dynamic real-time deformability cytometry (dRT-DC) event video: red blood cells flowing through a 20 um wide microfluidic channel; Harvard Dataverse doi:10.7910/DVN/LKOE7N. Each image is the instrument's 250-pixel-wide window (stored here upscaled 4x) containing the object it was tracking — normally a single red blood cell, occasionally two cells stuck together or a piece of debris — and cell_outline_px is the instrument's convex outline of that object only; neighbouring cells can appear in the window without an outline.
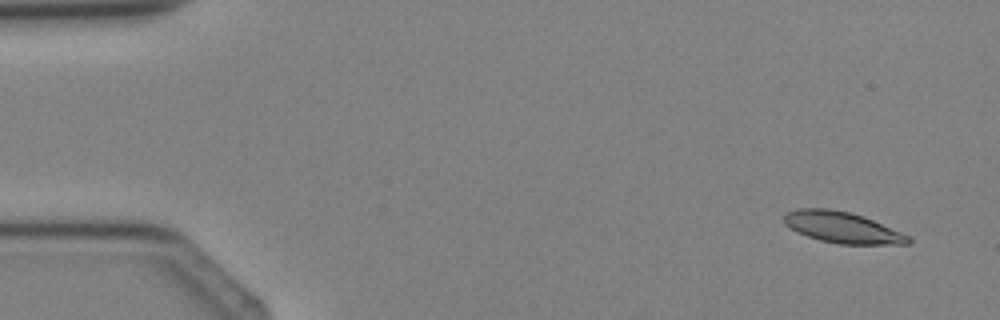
{"species": "Egyptian fruit bat (a non-hibernating species)", "species_latin": "Rousettus aegyptiacus", "temperature_condition": "cold", "stored_images_in_passage": 3, "camera_frame_rate_fps": 3000, "um_per_image_px": 0.085, "animal": {"sex": "female"}, "frame": {"image": 1, "passage_image": 1, "time_ms": 0.0, "image_size_px": [1000, 320], "cell_outline_px": [[912, 240], [908, 244], [840, 244], [820, 240], [808, 236], [784, 224], [784, 216], [788, 212], [800, 208], [828, 208], [848, 212], [864, 216], [900, 232], [908, 236]], "centroid_in_image_um": [71.6, 19.33], "position_along_channel_um": 13.4, "area_um2": 22.14}}